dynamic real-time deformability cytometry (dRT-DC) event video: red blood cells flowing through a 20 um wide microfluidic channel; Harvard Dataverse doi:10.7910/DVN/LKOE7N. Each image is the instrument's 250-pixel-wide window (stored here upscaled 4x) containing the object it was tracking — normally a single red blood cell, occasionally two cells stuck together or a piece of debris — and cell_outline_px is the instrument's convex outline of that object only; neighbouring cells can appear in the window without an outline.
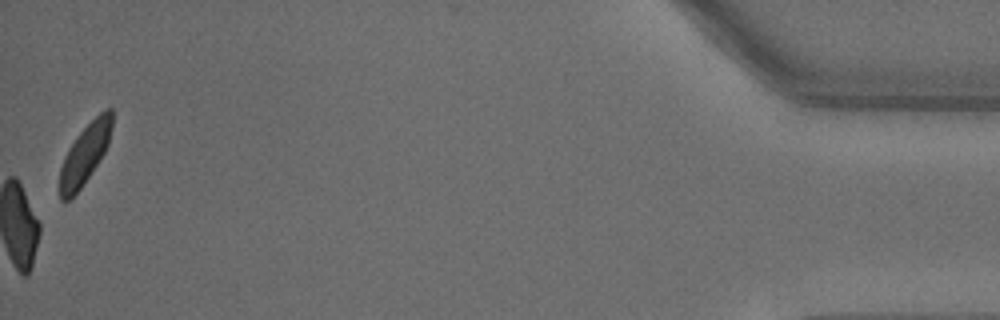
{"species": "common noctule bat (a hibernating species)", "species_latin": "Nyctalus noctula", "temperature_condition": "warm", "stored_images_in_passage": 37, "camera_frame_rate_fps": 3000, "um_per_image_px": 0.085, "animal": {"sex": "male", "body_mass_g": 18.8}, "frame": {"image": 1, "passage_image": 37, "time_ms": 12.0, "image_size_px": [1000, 320], "cell_outline_px": [[112, 128], [108, 144], [104, 152], [80, 188], [68, 200], [60, 200], [60, 168], [64, 156], [68, 148], [76, 136], [104, 108], [112, 108]], "centroid_in_image_um": [7.21, 13.05], "position_along_channel_um": 428.0, "area_um2": 17.86}}